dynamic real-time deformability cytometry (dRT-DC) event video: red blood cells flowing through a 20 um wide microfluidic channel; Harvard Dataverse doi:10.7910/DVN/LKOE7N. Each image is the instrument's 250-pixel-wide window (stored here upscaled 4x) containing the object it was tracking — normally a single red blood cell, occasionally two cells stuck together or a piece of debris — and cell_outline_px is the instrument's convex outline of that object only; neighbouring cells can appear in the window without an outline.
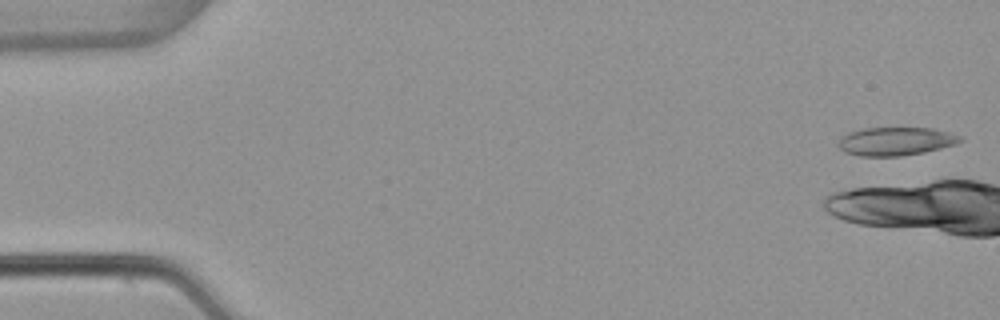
{"species": "common noctule bat (a hibernating species)", "species_latin": "Nyctalus noctula", "temperature_condition": "warm", "stored_images_in_passage": 6, "camera_frame_rate_fps": 3000, "um_per_image_px": 0.085, "animal": {"sex": "female", "body_mass_g": 22.7, "forearm_length_mm": 54.2}, "frame": {"image": 1, "passage_image": 1, "time_ms": 0.0, "image_size_px": [1000, 320], "cell_outline_px": [[964, 140], [956, 144], [924, 152], [900, 156], [860, 156], [844, 152], [836, 144], [840, 136], [848, 132], [864, 128], [932, 128], [948, 132], [960, 136]], "centroid_in_image_um": [76.09, 12.01], "position_along_channel_um": 8.9, "area_um2": 20.23}}